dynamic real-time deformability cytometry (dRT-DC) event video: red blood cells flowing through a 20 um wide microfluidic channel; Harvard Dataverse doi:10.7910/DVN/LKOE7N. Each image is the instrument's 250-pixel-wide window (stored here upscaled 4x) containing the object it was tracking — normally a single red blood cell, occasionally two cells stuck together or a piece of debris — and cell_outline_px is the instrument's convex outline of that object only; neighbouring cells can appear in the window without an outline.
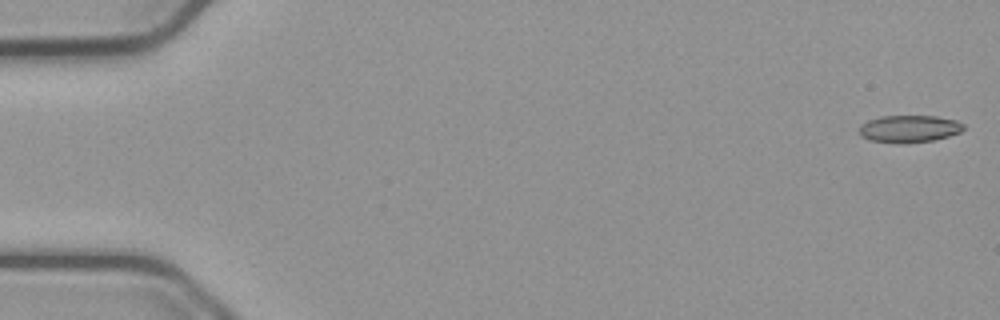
{"species": "common noctule bat (a hibernating species)", "species_latin": "Nyctalus noctula", "temperature_condition": "cold", "stored_images_in_passage": 54, "camera_frame_rate_fps": 3000, "um_per_image_px": 0.085, "animal": {"sex": "male", "body_mass_g": 23.1, "forearm_length_mm": 52.7}, "frame": {"image": 1, "passage_image": 1, "time_ms": 0.0, "image_size_px": [1000, 320], "cell_outline_px": [[964, 128], [960, 132], [948, 136], [932, 140], [900, 144], [872, 140], [860, 136], [860, 124], [868, 120], [880, 116], [936, 116], [956, 120], [964, 124]], "centroid_in_image_um": [77.27, 10.94], "position_along_channel_um": 7.7, "area_um2": 16.53}}
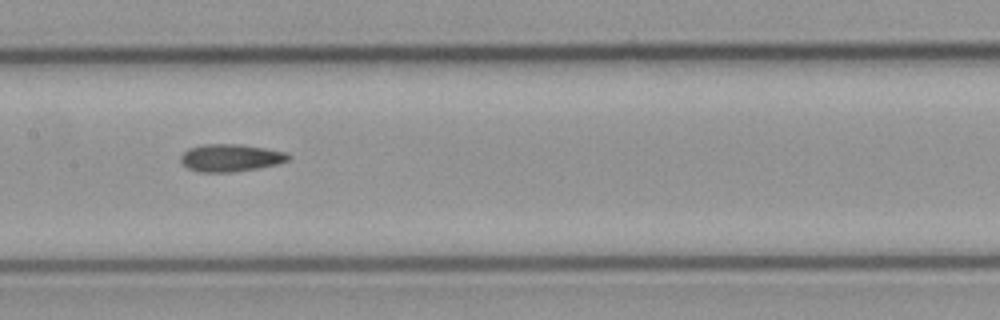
{"frame": {"image": 2, "passage_image": 27, "time_ms": 8.667, "image_size_px": [1000, 320], "cell_outline_px": [[292, 156], [288, 160], [276, 164], [256, 168], [232, 172], [196, 172], [188, 168], [180, 160], [180, 156], [188, 148], [204, 144], [240, 144], [288, 152]], "centroid_in_image_um": [19.59, 13.41], "position_along_channel_um": 187.8, "area_um2": 17.22}}
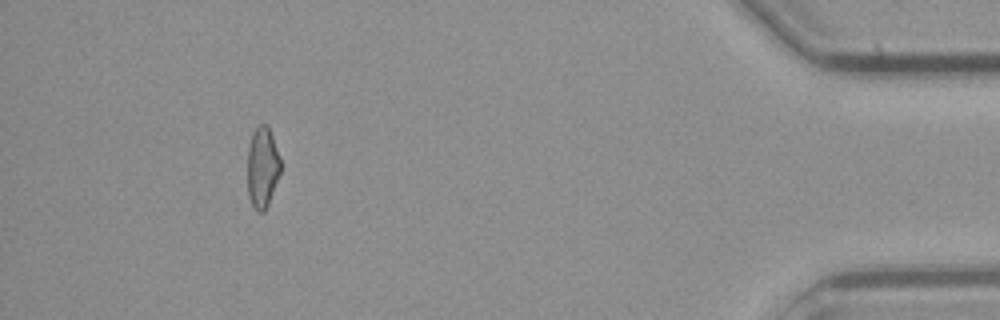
{"frame": {"image": 3, "passage_image": 50, "time_ms": 16.333, "image_size_px": [1000, 320], "cell_outline_px": [[280, 172], [268, 204], [264, 212], [256, 212], [248, 196], [248, 148], [252, 136], [256, 128], [260, 124], [268, 124], [280, 156]], "centroid_in_image_um": [22.31, 14.23], "position_along_channel_um": 412.9, "area_um2": 15.49}, "authors_computed_cell_mechanics": {"area_um2": 16.7909, "velocity_mm_per_s": 3.7939, "shape_relaxation_time_tau1_ms": null, "shape_relaxation_time_tau2_ms": 4.4172, "deformation_change_tau1": null, "deformation_change_tau2": 0.132}}